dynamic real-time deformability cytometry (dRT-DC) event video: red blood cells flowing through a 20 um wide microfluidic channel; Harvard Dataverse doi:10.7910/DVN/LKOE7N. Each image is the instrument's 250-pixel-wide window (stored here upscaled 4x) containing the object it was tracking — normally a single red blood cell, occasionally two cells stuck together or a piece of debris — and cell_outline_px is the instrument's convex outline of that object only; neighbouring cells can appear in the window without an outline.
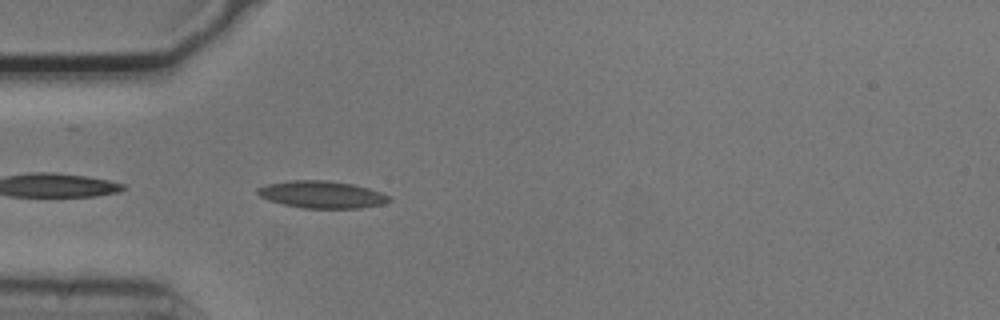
{"species": "common noctule bat (a hibernating species)", "species_latin": "Nyctalus noctula", "temperature_condition": "cold", "stored_images_in_passage": 37, "camera_frame_rate_fps": 3000, "um_per_image_px": 0.085, "animal": {"sex": "male", "body_mass_g": 20.5, "forearm_length_mm": 52.5}, "frame": {"image": 1, "passage_image": 2, "time_ms": 0.333, "image_size_px": [1000, 320], "cell_outline_px": [[392, 200], [384, 204], [360, 208], [304, 208], [284, 204], [268, 200], [260, 196], [256, 192], [256, 188], [268, 184], [288, 180], [328, 180], [352, 184], [368, 188], [380, 192], [388, 196]], "centroid_in_image_um": [27.35, 16.53], "position_along_channel_um": 57.7, "area_um2": 20.81}}
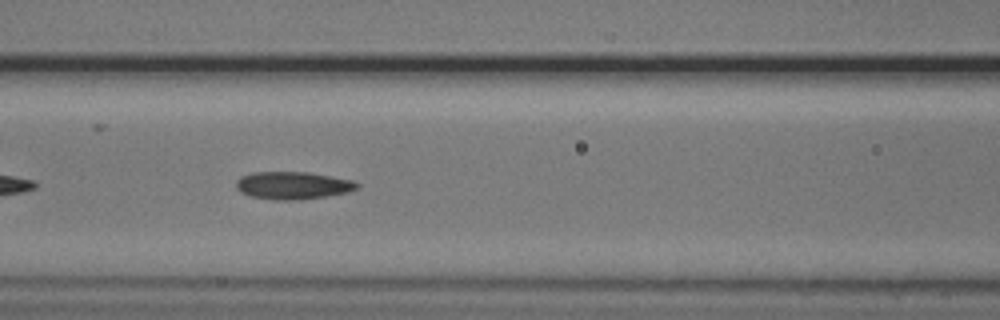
{"frame": {"image": 2, "passage_image": 9, "time_ms": 2.667, "image_size_px": [1000, 320], "cell_outline_px": [[360, 188], [348, 192], [300, 200], [276, 200], [252, 196], [240, 192], [236, 188], [236, 180], [240, 176], [252, 172], [308, 172], [352, 180], [360, 184]], "centroid_in_image_um": [24.88, 15.76], "position_along_channel_um": 141.7, "area_um2": 19.48}}
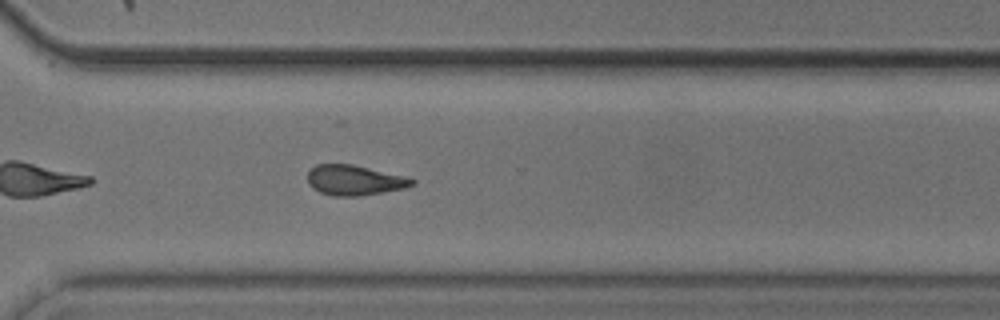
{"frame": {"image": 3, "passage_image": 25, "time_ms": 8.0, "image_size_px": [1000, 320], "cell_outline_px": [[416, 184], [404, 188], [356, 196], [332, 196], [320, 192], [312, 188], [308, 184], [308, 172], [316, 164], [352, 164], [404, 176], [416, 180]], "centroid_in_image_um": [30.1, 15.31], "position_along_channel_um": 340.5, "area_um2": 18.21}, "authors_computed_cell_mechanics": {"area_um2": 18.3226, "velocity_mm_per_s": 3.7367, "shape_relaxation_time_tau1_ms": null, "shape_relaxation_time_tau2_ms": 7.7622, "deformation_change_tau1": null, "deformation_change_tau2": 0.1589}}